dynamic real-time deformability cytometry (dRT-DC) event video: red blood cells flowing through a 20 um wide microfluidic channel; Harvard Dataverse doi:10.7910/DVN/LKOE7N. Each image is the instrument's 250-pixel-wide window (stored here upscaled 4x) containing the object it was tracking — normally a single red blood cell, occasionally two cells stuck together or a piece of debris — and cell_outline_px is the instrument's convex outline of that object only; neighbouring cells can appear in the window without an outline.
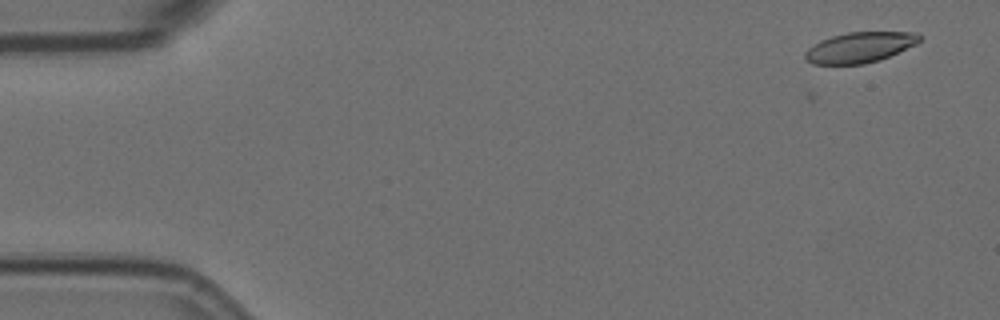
{"species": "Egyptian fruit bat (a non-hibernating species)", "species_latin": "Rousettus aegyptiacus", "temperature_condition": "room temperature", "stored_images_in_passage": 6, "camera_frame_rate_fps": 3000, "um_per_image_px": 0.085, "animal": {"sex": "female"}, "frame": {"image": 1, "passage_image": 6, "time_ms": 1.667, "image_size_px": [1000, 320], "cell_outline_px": [[924, 36], [916, 44], [880, 60], [864, 64], [812, 64], [804, 60], [804, 52], [812, 44], [820, 40], [832, 36], [848, 32], [916, 32]], "centroid_in_image_um": [73.06, 4.02], "position_along_channel_um": 11.9, "area_um2": 20.52}}